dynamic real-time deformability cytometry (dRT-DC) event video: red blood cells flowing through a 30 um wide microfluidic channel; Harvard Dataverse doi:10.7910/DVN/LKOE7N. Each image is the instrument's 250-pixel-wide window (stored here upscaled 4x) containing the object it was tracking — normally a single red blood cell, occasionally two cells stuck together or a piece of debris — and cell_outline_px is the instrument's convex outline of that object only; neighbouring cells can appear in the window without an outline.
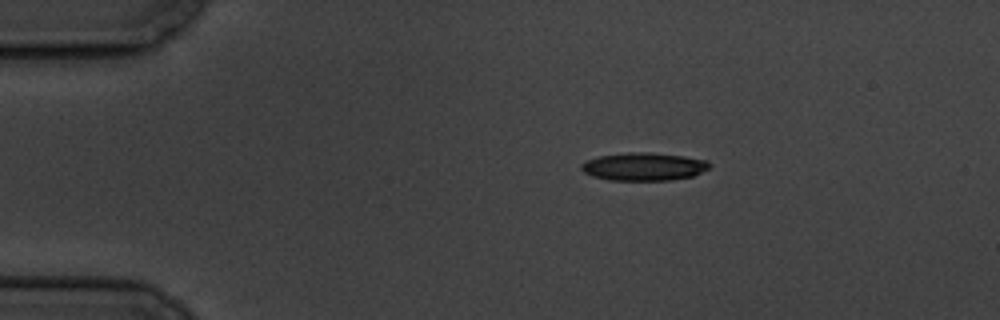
{"species": "common noctule bat (a hibernating species)", "species_latin": "Nyctalus noctula", "temperature_condition": "cold", "stored_images_in_passage": 5, "camera_frame_rate_fps": 3000, "um_per_image_px": 0.085, "animal": {"sex": "male", "body_mass_g": 19.5, "forearm_length_mm": 54.6}, "frame": {"image": 1, "passage_image": 1, "time_ms": 0.0, "image_size_px": [1000, 320], "cell_outline_px": [[712, 164], [708, 168], [692, 176], [672, 180], [608, 180], [592, 176], [584, 172], [580, 168], [580, 164], [588, 160], [600, 156], [628, 152], [648, 152], [684, 156], [708, 160]], "centroid_in_image_um": [54.72, 14.16], "position_along_channel_um": 30.3, "area_um2": 20.87}}
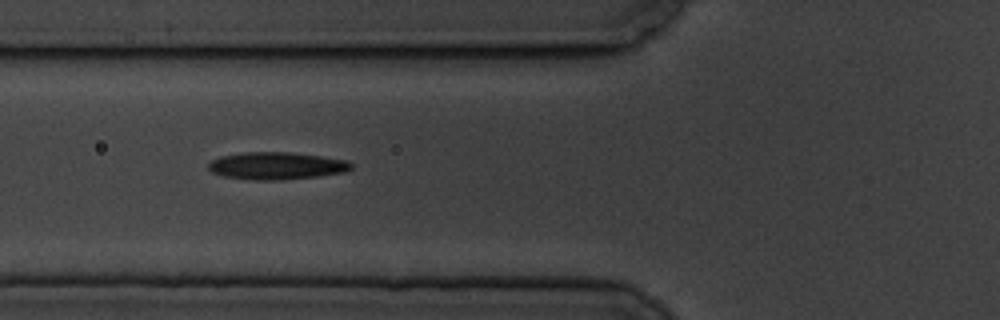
{"frame": {"image": 2, "passage_image": 4, "time_ms": 3.667, "image_size_px": [1000, 320], "cell_outline_px": [[352, 168], [344, 172], [316, 176], [272, 180], [260, 180], [224, 176], [212, 172], [208, 168], [208, 164], [212, 160], [220, 156], [244, 152], [288, 152], [320, 156], [348, 160], [352, 164]], "centroid_in_image_um": [23.5, 14.08], "position_along_channel_um": 102.3, "area_um2": 22.43}}